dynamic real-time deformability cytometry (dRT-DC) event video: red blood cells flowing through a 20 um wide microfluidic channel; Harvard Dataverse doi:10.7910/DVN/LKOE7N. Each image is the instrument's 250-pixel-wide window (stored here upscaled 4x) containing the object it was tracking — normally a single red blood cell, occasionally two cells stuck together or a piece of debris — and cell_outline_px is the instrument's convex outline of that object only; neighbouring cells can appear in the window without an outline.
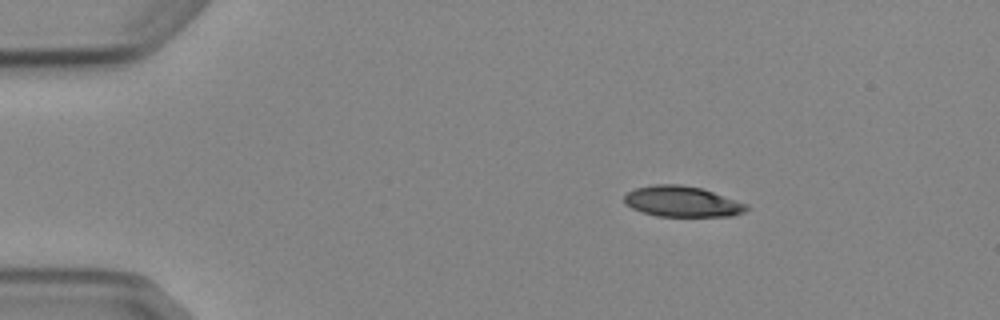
{"species": "Egyptian fruit bat (a non-hibernating species)", "species_latin": "Rousettus aegyptiacus", "temperature_condition": "cold", "stored_images_in_passage": 3, "camera_frame_rate_fps": 3000, "um_per_image_px": 0.085, "animal": {"sex": "female"}, "frame": {"image": 1, "passage_image": 1, "time_ms": 0.0, "image_size_px": [1000, 320], "cell_outline_px": [[748, 208], [744, 212], [732, 216], [656, 216], [632, 208], [624, 204], [624, 196], [628, 192], [636, 188], [652, 184], [680, 184], [700, 188], [748, 204]], "centroid_in_image_um": [57.96, 17.13], "position_along_channel_um": 27.0, "area_um2": 21.73}}